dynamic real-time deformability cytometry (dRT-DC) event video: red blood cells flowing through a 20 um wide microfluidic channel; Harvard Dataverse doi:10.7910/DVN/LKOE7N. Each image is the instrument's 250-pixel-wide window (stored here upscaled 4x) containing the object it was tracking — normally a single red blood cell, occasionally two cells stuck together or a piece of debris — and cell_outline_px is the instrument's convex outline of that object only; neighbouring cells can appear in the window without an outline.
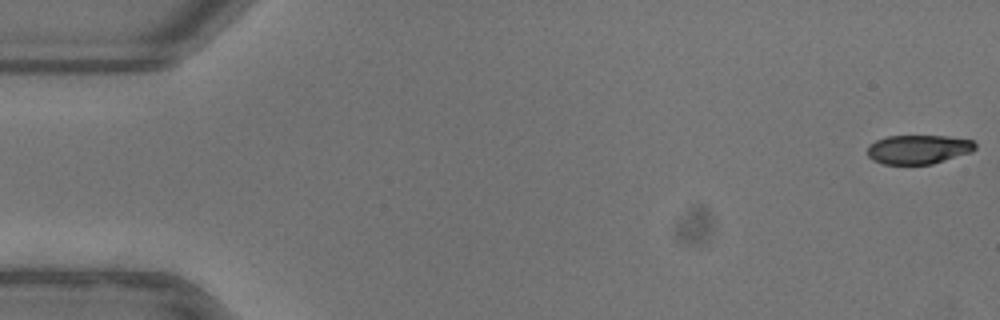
{"species": "common noctule bat (a hibernating species)", "species_latin": "Nyctalus noctula", "temperature_condition": "warm", "stored_images_in_passage": 53, "camera_frame_rate_fps": 3000, "um_per_image_px": 0.085, "animal": {"sex": "female"}, "frame": {"image": 1, "passage_image": 1, "time_ms": 0.0, "image_size_px": [1000, 320], "cell_outline_px": [[976, 148], [972, 152], [932, 164], [884, 164], [872, 160], [868, 156], [868, 144], [876, 140], [888, 136], [948, 136], [972, 140], [976, 144]], "centroid_in_image_um": [78.06, 12.69], "position_along_channel_um": 6.9, "area_um2": 18.32}}
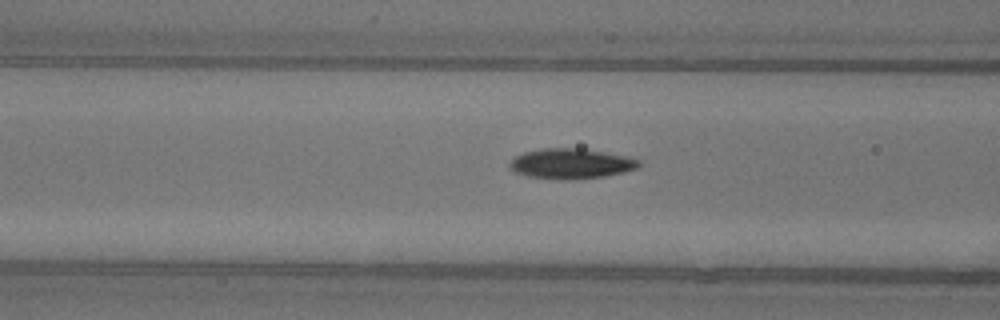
{"frame": {"image": 2, "passage_image": 21, "time_ms": 6.667, "image_size_px": [1000, 320], "cell_outline_px": [[640, 164], [636, 168], [624, 172], [604, 176], [568, 180], [560, 180], [528, 176], [516, 172], [508, 164], [516, 156], [524, 152], [540, 148], [584, 148], [624, 156], [640, 160]], "centroid_in_image_um": [48.53, 13.9], "position_along_channel_um": 118.1, "area_um2": 22.6}}
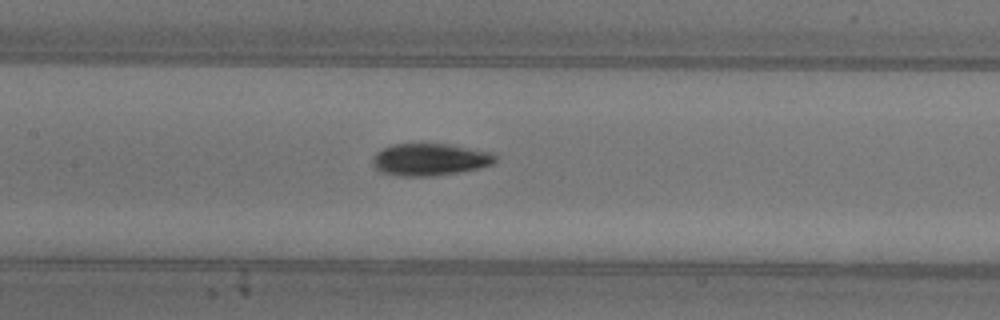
{"frame": {"image": 3, "passage_image": 25, "time_ms": 8.0, "image_size_px": [1000, 320], "cell_outline_px": [[496, 160], [492, 164], [480, 168], [432, 176], [396, 176], [380, 172], [372, 164], [372, 160], [376, 152], [392, 144], [448, 144], [492, 152], [496, 156]], "centroid_in_image_um": [36.52, 13.56], "position_along_channel_um": 170.9, "area_um2": 22.95}, "authors_computed_cell_mechanics": {"area_um2": 21.1548, "velocity_mm_per_s": 3.9423, "shape_relaxation_time_tau1_ms": 4.0242, "shape_relaxation_time_tau2_ms": 3.8086, "deformation_change_tau1": 0.1567, "deformation_change_tau2": 0.0915}}